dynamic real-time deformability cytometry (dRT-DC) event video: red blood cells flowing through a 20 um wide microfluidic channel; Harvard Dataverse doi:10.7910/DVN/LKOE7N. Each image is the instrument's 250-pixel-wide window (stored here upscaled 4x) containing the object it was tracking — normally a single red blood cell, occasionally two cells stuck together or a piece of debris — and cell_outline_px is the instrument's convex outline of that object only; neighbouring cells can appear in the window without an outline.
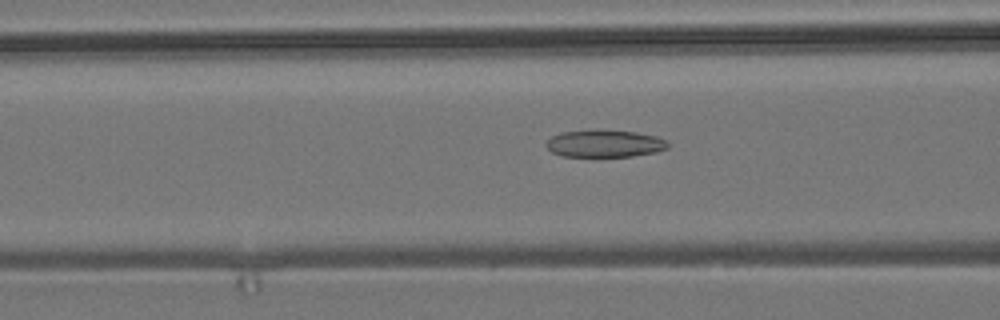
{"species": "common noctule bat (a hibernating species)", "species_latin": "Nyctalus noctula", "temperature_condition": "room temperature", "stored_images_in_passage": 54, "camera_frame_rate_fps": 3000, "um_per_image_px": 0.085, "animal": {"sex": "male", "body_mass_g": 19.2, "forearm_length_mm": 51.8}, "frame": {"image": 1, "passage_image": 21, "time_ms": 6.667, "image_size_px": [1000, 320], "cell_outline_px": [[668, 148], [656, 152], [632, 156], [564, 156], [552, 152], [544, 144], [552, 136], [560, 132], [596, 128], [636, 132], [656, 136], [668, 140]], "centroid_in_image_um": [51.39, 12.17], "position_along_channel_um": 115.2, "area_um2": 19.71}}
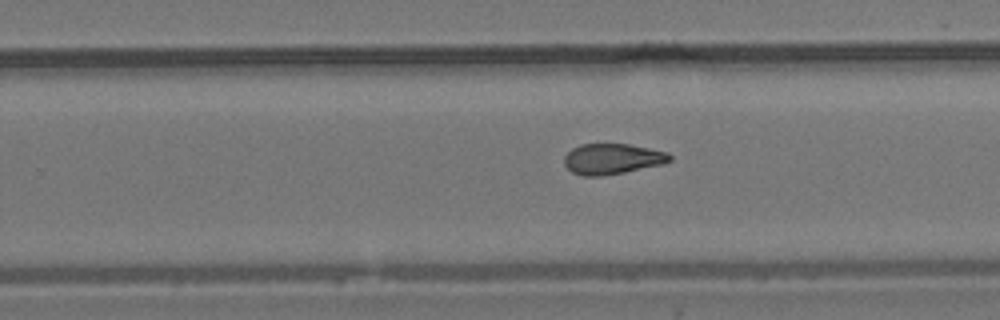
{"frame": {"image": 2, "passage_image": 34, "time_ms": 11.0, "image_size_px": [1000, 320], "cell_outline_px": [[672, 160], [664, 164], [624, 172], [600, 176], [584, 176], [572, 172], [564, 164], [564, 156], [572, 148], [580, 144], [628, 144], [668, 152], [672, 156]], "centroid_in_image_um": [52.05, 13.5], "position_along_channel_um": 277.7, "area_um2": 18.84}}
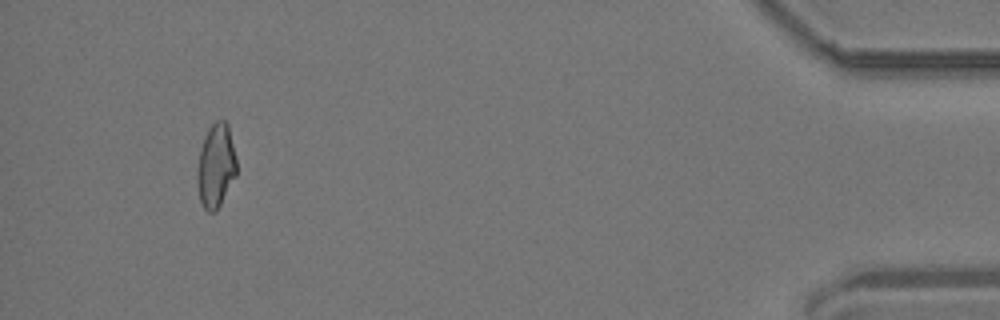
{"frame": {"image": 3, "passage_image": 51, "time_ms": 16.667, "image_size_px": [1000, 320], "cell_outline_px": [[236, 176], [216, 212], [208, 212], [204, 208], [200, 200], [196, 180], [196, 172], [200, 152], [204, 136], [208, 128], [216, 120], [224, 120], [228, 124], [236, 156]], "centroid_in_image_um": [18.35, 14.09], "position_along_channel_um": 416.9, "area_um2": 19.36}, "authors_computed_cell_mechanics": {"area_um2": 19.7098, "velocity_mm_per_s": 3.7541, "shape_relaxation_time_tau1_ms": null, "shape_relaxation_time_tau2_ms": 3.04, "deformation_change_tau1": null, "deformation_change_tau2": 0.0972}}